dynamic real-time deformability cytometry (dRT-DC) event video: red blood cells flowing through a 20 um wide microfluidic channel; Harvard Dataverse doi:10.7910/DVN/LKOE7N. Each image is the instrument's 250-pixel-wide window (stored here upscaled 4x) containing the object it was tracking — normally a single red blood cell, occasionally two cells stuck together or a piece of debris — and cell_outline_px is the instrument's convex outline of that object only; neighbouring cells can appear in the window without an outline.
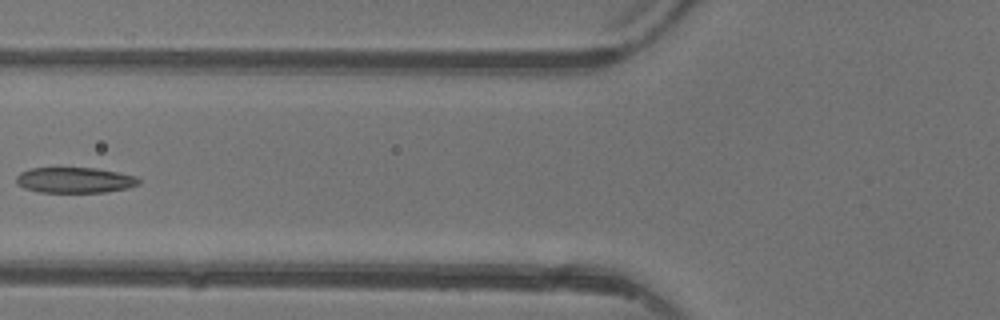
{"species": "common noctule bat (a hibernating species)", "species_latin": "Nyctalus noctula", "temperature_condition": "warm", "stored_images_in_passage": 2, "camera_frame_rate_fps": 3000, "um_per_image_px": 0.085, "animal": {"sex": "female"}, "frame": {"image": 1, "passage_image": 2, "time_ms": 1.333, "image_size_px": [1000, 320], "cell_outline_px": [[140, 184], [128, 188], [104, 192], [40, 192], [24, 188], [16, 184], [16, 176], [20, 172], [28, 168], [96, 168], [136, 176], [140, 180]], "centroid_in_image_um": [6.33, 15.31], "position_along_channel_um": 119.5, "area_um2": 18.32}}